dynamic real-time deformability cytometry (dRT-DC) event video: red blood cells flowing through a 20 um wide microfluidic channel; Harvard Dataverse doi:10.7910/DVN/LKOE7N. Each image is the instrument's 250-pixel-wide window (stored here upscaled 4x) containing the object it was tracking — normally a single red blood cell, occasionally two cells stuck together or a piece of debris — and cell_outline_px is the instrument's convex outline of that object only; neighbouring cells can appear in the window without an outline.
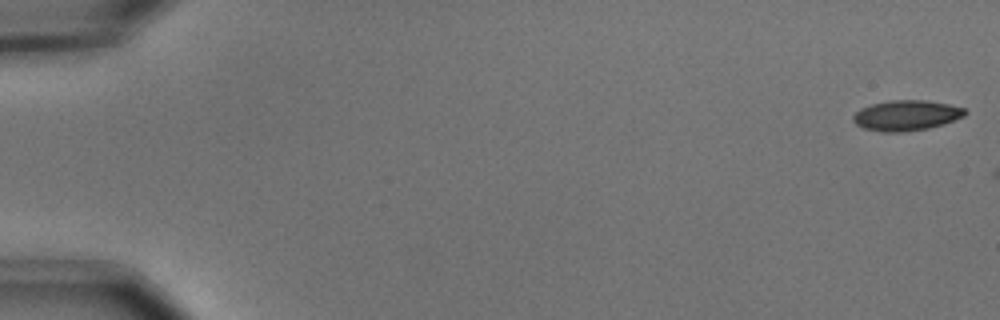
{"species": "common noctule bat (a hibernating species)", "species_latin": "Nyctalus noctula", "temperature_condition": "cold", "stored_images_in_passage": 2, "camera_frame_rate_fps": 3000, "um_per_image_px": 0.085, "animal": {"sex": "male", "body_mass_g": 15.6}, "frame": {"image": 1, "passage_image": 1, "time_ms": 0.0, "image_size_px": [1000, 320], "cell_outline_px": [[968, 112], [964, 116], [944, 124], [928, 128], [904, 132], [880, 132], [864, 128], [856, 124], [852, 120], [852, 116], [860, 108], [872, 104], [888, 100], [924, 100], [948, 104], [964, 108]], "centroid_in_image_um": [77.02, 9.81], "position_along_channel_um": 8.0, "area_um2": 19.88}}